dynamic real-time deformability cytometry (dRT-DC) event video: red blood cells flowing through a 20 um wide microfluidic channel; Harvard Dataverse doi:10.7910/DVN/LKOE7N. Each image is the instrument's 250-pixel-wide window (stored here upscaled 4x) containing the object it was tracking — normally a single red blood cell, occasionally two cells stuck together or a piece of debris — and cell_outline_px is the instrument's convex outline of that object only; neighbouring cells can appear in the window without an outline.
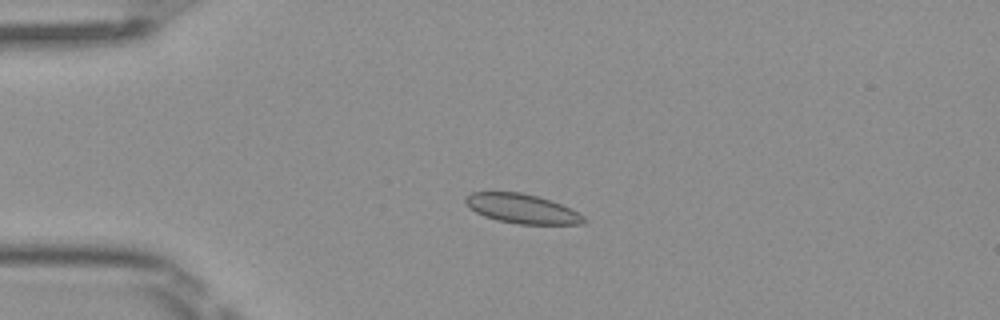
{"species": "Egyptian fruit bat (a non-hibernating species)", "species_latin": "Rousettus aegyptiacus", "temperature_condition": "room temperature", "stored_images_in_passage": 7, "camera_frame_rate_fps": 3000, "um_per_image_px": 0.085, "frame": {"image": 1, "passage_image": 2, "time_ms": 0.333, "image_size_px": [1000, 320], "cell_outline_px": [[588, 220], [584, 224], [520, 224], [496, 220], [484, 216], [468, 208], [464, 200], [464, 196], [472, 192], [520, 192], [536, 196], [560, 204], [584, 216]], "centroid_in_image_um": [44.32, 17.74], "position_along_channel_um": 40.7, "area_um2": 20.17}}
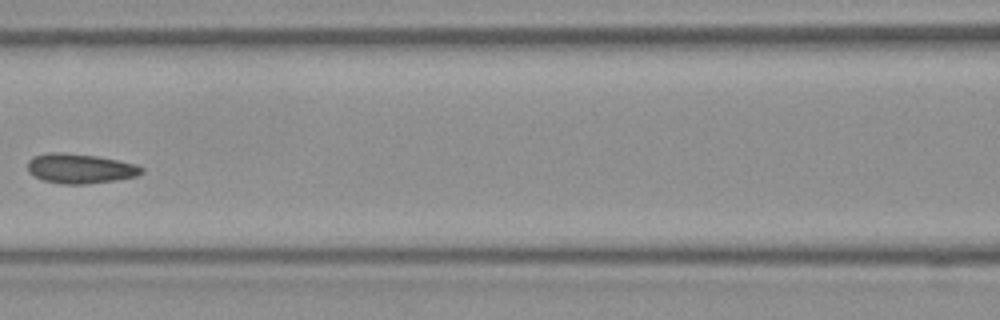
{"frame": {"image": 2, "passage_image": 5, "time_ms": 1.333, "image_size_px": [1000, 320], "cell_outline_px": [[144, 172], [136, 176], [116, 180], [84, 184], [60, 184], [44, 180], [28, 172], [28, 160], [32, 156], [48, 152], [64, 152], [96, 156], [136, 164], [144, 168]], "centroid_in_image_um": [6.8, 14.32], "position_along_channel_um": 159.8, "area_um2": 19.77}}
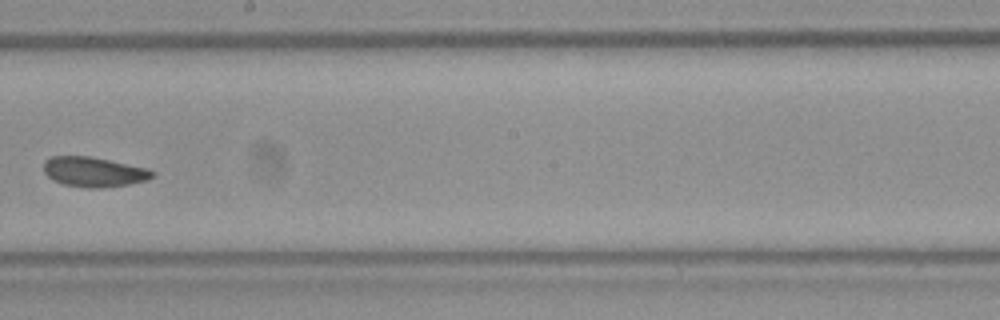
{"frame": {"image": 3, "passage_image": 7, "time_ms": 2.0, "image_size_px": [1000, 320], "cell_outline_px": [[156, 176], [148, 180], [128, 184], [100, 188], [88, 188], [64, 184], [52, 180], [44, 172], [44, 160], [52, 156], [92, 156], [148, 168], [156, 172]], "centroid_in_image_um": [8.01, 14.6], "position_along_channel_um": 240.2, "area_um2": 19.13}}